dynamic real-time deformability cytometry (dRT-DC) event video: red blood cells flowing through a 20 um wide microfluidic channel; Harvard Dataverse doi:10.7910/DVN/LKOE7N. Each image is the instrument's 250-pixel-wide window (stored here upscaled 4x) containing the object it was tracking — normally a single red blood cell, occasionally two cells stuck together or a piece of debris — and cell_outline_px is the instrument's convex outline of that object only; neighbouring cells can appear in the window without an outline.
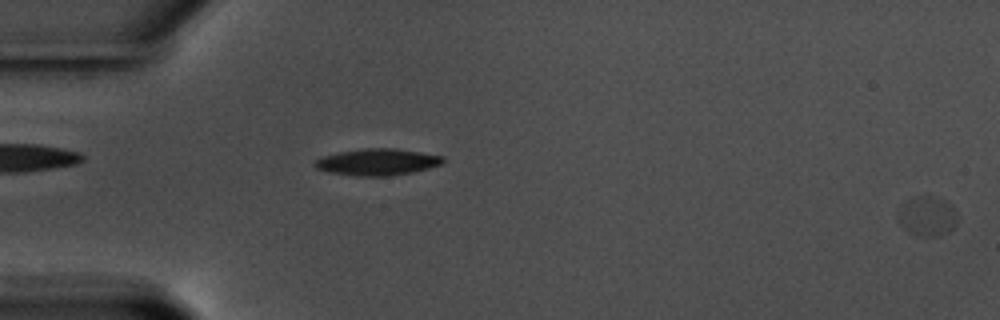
{"species": "common noctule bat (a hibernating species)", "species_latin": "Nyctalus noctula", "temperature_condition": "warm", "stored_images_in_passage": 54, "camera_frame_rate_fps": 3000, "um_per_image_px": 0.085, "animal": {"sex": "male", "body_mass_g": 17.5, "forearm_length_mm": 52.3}, "frame": {"image": 1, "passage_image": 1, "time_ms": 0.0, "image_size_px": [1000, 320], "cell_outline_px": [[956, 224], [948, 232], [932, 236], [924, 236], [912, 232], [896, 220], [896, 208], [908, 200], [916, 196], [928, 196], [944, 200], [956, 208]], "centroid_in_image_um": [78.78, 18.34], "position_along_channel_um": 6.2, "area_um2": 13.58}}
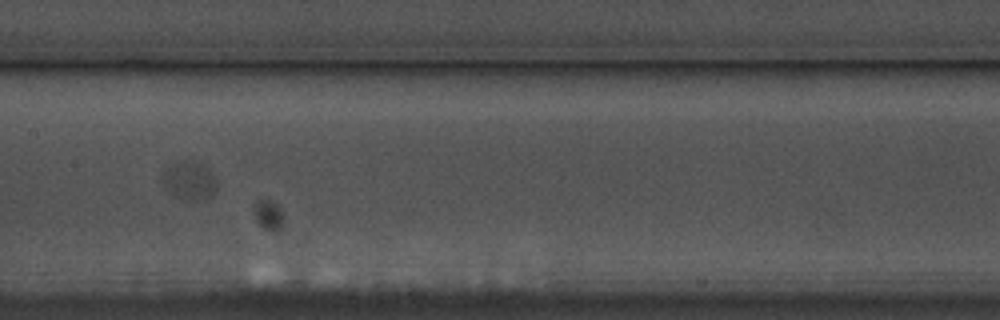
{"frame": {"image": 2, "passage_image": 31, "time_ms": 10.0, "image_size_px": [1000, 320], "cell_outline_px": [[216, 184], [212, 192], [208, 196], [196, 200], [192, 200], [176, 196], [164, 180], [164, 168], [168, 164], [184, 160], [192, 160], [204, 164], [208, 168], [216, 180]], "centroid_in_image_um": [16.11, 15.26], "position_along_channel_um": 191.3, "area_um2": 11.5}}
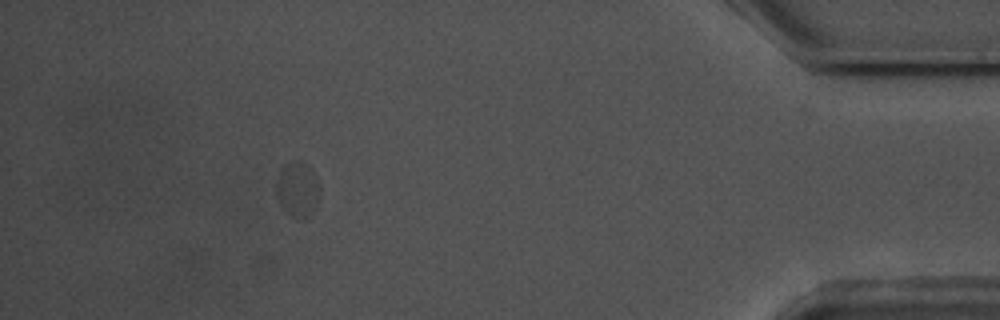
{"frame": {"image": 3, "passage_image": 54, "time_ms": 17.667, "image_size_px": [1000, 320], "cell_outline_px": [[316, 204], [308, 216], [304, 220], [300, 220], [292, 216], [284, 208], [276, 192], [276, 180], [280, 172], [288, 164], [296, 160], [300, 160], [316, 176]], "centroid_in_image_um": [25.25, 16.11], "position_along_channel_um": 409.9, "area_um2": 13.01}}